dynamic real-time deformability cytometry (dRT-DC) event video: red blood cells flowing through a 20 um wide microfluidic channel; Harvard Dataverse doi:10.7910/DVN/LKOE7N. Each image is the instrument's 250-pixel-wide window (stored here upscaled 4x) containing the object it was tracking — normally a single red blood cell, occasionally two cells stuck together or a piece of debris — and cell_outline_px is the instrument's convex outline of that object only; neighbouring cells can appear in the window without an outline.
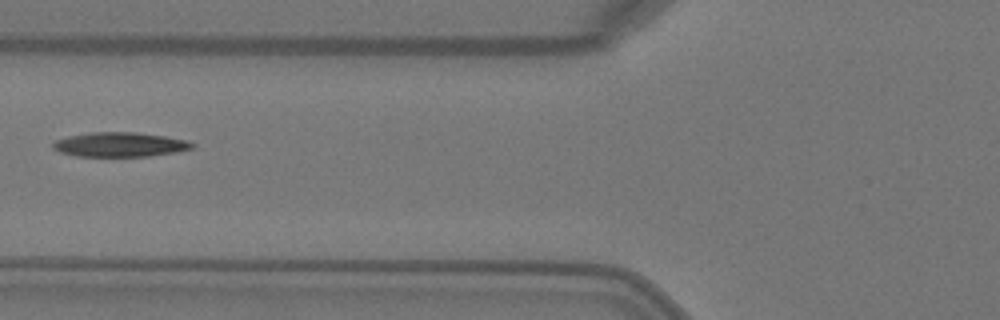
{"species": "Egyptian fruit bat (a non-hibernating species)", "species_latin": "Rousettus aegyptiacus", "temperature_condition": "warm", "stored_images_in_passage": 4, "camera_frame_rate_fps": 3000, "um_per_image_px": 0.085, "animal": {"sex": "female"}, "frame": {"image": 1, "passage_image": 4, "time_ms": 1.0, "image_size_px": [1000, 320], "cell_outline_px": [[196, 144], [192, 148], [172, 152], [148, 156], [76, 156], [60, 152], [52, 148], [52, 144], [56, 140], [68, 136], [92, 132], [136, 132], [164, 136], [188, 140]], "centroid_in_image_um": [10.17, 12.28], "position_along_channel_um": 115.6, "area_um2": 19.71}}